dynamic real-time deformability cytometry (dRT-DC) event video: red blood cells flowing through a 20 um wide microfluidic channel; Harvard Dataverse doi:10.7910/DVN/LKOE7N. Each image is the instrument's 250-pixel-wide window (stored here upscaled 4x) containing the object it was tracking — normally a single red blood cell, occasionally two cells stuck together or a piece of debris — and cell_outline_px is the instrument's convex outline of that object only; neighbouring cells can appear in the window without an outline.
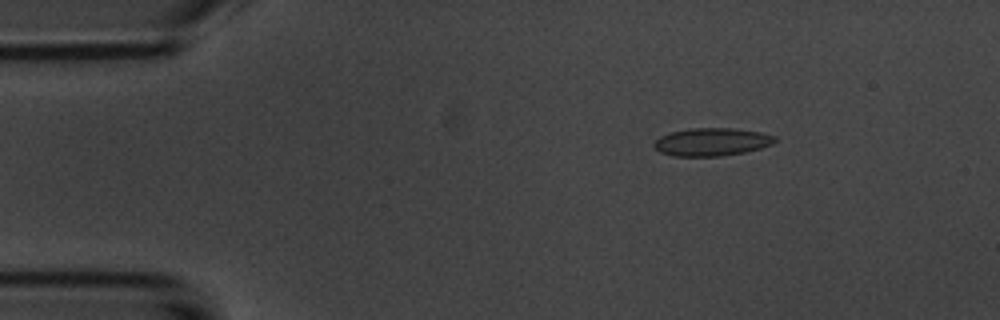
{"species": "common noctule bat (a hibernating species)", "species_latin": "Nyctalus noctula", "temperature_condition": "room temperature", "stored_images_in_passage": 48, "camera_frame_rate_fps": 3000, "um_per_image_px": 0.085, "animal": {"sex": "male", "body_mass_g": 20.1, "forearm_length_mm": 53.5}, "frame": {"image": 1, "passage_image": 2, "time_ms": 0.333, "image_size_px": [1000, 320], "cell_outline_px": [[776, 140], [772, 144], [760, 148], [744, 152], [720, 156], [672, 156], [660, 152], [652, 144], [660, 136], [668, 132], [688, 128], [732, 128], [760, 132], [776, 136]], "centroid_in_image_um": [60.47, 12.05], "position_along_channel_um": 24.5, "area_um2": 19.71}}
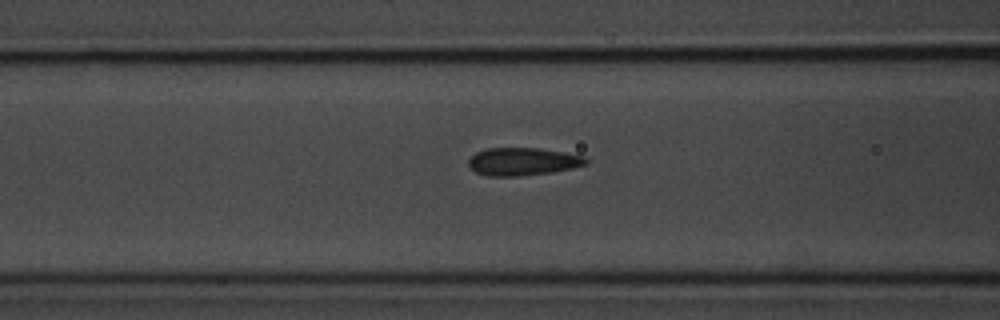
{"frame": {"image": 2, "passage_image": 15, "time_ms": 4.667, "image_size_px": [1000, 320], "cell_outline_px": [[588, 164], [572, 168], [552, 172], [520, 176], [488, 176], [476, 172], [468, 164], [468, 160], [476, 152], [484, 148], [536, 148], [564, 152], [584, 156], [588, 160]], "centroid_in_image_um": [44.44, 13.73], "position_along_channel_um": 122.2, "area_um2": 19.02}}
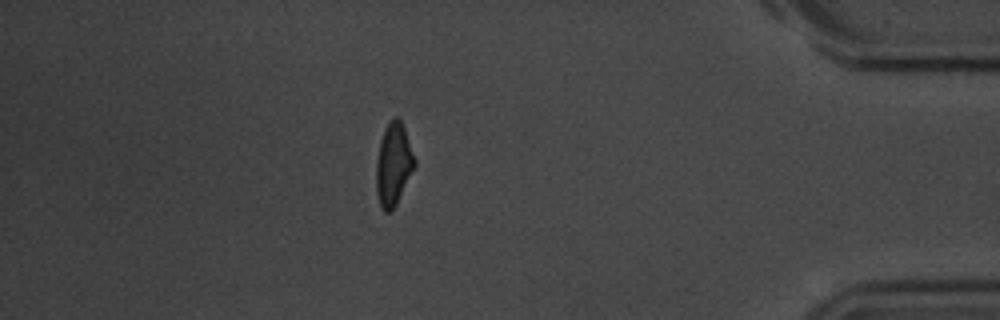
{"frame": {"image": 3, "passage_image": 41, "time_ms": 13.333, "image_size_px": [1000, 320], "cell_outline_px": [[416, 164], [392, 212], [384, 212], [380, 204], [376, 192], [376, 160], [380, 140], [384, 128], [388, 120], [392, 116], [396, 116], [400, 120], [404, 128], [416, 160]], "centroid_in_image_um": [33.43, 13.94], "position_along_channel_um": 401.8, "area_um2": 18.55}, "authors_computed_cell_mechanics": {"area_um2": 19.2474, "velocity_mm_per_s": 3.7163, "shape_relaxation_time_tau1_ms": 4.2727, "shape_relaxation_time_tau2_ms": 1.3173, "deformation_change_tau1": 0.1389, "deformation_change_tau2": 0.0883}}